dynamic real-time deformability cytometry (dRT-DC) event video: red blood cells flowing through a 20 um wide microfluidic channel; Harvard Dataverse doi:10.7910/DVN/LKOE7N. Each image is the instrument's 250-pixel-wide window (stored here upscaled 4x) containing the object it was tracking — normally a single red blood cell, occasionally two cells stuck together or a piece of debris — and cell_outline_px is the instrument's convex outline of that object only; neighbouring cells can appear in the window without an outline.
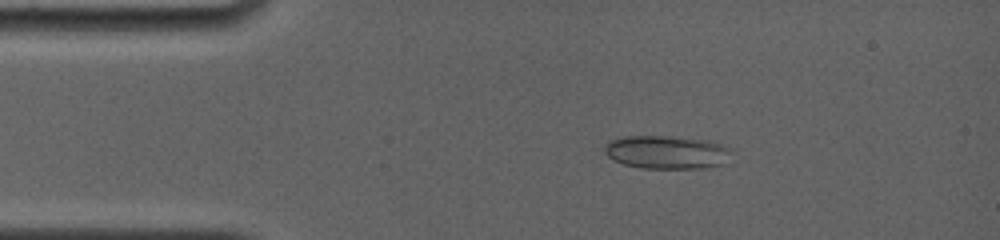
{"species": "common noctule bat (a hibernating species)", "species_latin": "Nyctalus noctula", "temperature_condition": "room temperature", "stored_images_in_passage": 4, "camera_frame_rate_fps": 4000, "um_per_image_px": 0.085, "animal": {"sex": "female", "body_mass_g": 19.0, "forearm_length_mm": 56.7}, "frame": {"image": 1, "passage_image": 3, "time_ms": 2.5, "image_size_px": [1000, 240], "cell_outline_px": [[732, 148], [724, 164], [708, 168], [640, 168], [624, 164], [612, 160], [604, 152], [604, 148], [608, 140], [624, 136], [668, 136], [712, 140], [724, 144]], "centroid_in_image_um": [56.68, 12.93], "position_along_channel_um": 28.3, "area_um2": 25.03}}